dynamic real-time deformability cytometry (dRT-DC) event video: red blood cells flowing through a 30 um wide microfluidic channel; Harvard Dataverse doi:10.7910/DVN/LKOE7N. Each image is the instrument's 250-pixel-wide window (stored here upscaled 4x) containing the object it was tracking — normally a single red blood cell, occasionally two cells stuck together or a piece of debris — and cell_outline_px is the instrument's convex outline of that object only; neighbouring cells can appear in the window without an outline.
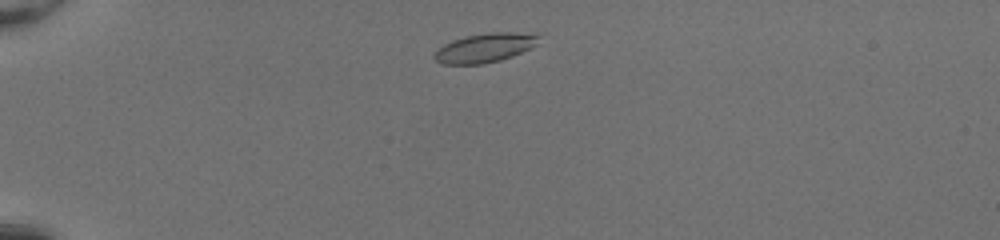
{"species": "common noctule bat (a hibernating species)", "species_latin": "Nyctalus noctula", "temperature_condition": "room temperature", "stored_images_in_passage": 41, "camera_frame_rate_fps": 3000, "um_per_image_px": 0.085, "animal": {"sex": "female", "body_mass_g": 20.0, "forearm_length_mm": 54.0}, "frame": {"image": 1, "passage_image": 3, "time_ms": 0.667, "image_size_px": [1000, 240], "cell_outline_px": [[540, 44], [532, 48], [512, 56], [500, 60], [484, 64], [444, 64], [436, 60], [432, 56], [444, 44], [452, 40], [464, 36], [488, 32], [536, 32], [540, 36]], "centroid_in_image_um": [41.31, 4.04], "position_along_channel_um": 43.7, "area_um2": 18.09}}
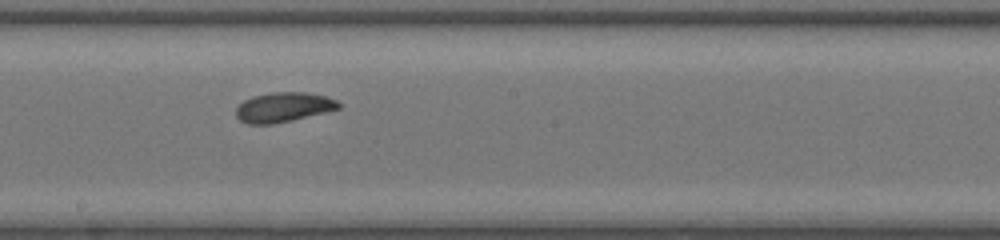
{"frame": {"image": 2, "passage_image": 20, "time_ms": 6.333, "image_size_px": [1000, 240], "cell_outline_px": [[340, 108], [292, 120], [272, 124], [248, 124], [240, 120], [236, 116], [236, 108], [244, 100], [252, 96], [272, 92], [304, 92], [324, 96], [336, 100], [340, 104]], "centroid_in_image_um": [24.05, 9.11], "position_along_channel_um": 224.1, "area_um2": 17.57}}
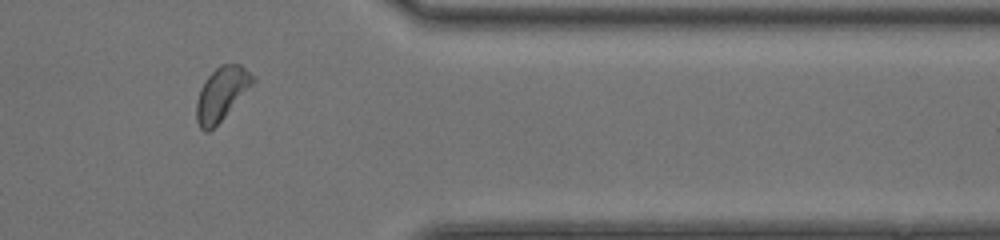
{"frame": {"image": 3, "passage_image": 33, "time_ms": 10.667, "image_size_px": [1000, 240], "cell_outline_px": [[256, 80], [224, 116], [208, 132], [204, 132], [200, 128], [196, 120], [196, 100], [200, 88], [204, 80], [220, 64], [240, 64], [256, 76]], "centroid_in_image_um": [18.81, 7.94], "position_along_channel_um": 392.6, "area_um2": 17.34}, "authors_computed_cell_mechanics": {"area_um2": 17.6868, "velocity_mm_per_s": 4.1046, "shape_relaxation_time_tau1_ms": 2.6386, "shape_relaxation_time_tau2_ms": 2.9088, "deformation_change_tau1": 0.1249, "deformation_change_tau2": 0.0838}}